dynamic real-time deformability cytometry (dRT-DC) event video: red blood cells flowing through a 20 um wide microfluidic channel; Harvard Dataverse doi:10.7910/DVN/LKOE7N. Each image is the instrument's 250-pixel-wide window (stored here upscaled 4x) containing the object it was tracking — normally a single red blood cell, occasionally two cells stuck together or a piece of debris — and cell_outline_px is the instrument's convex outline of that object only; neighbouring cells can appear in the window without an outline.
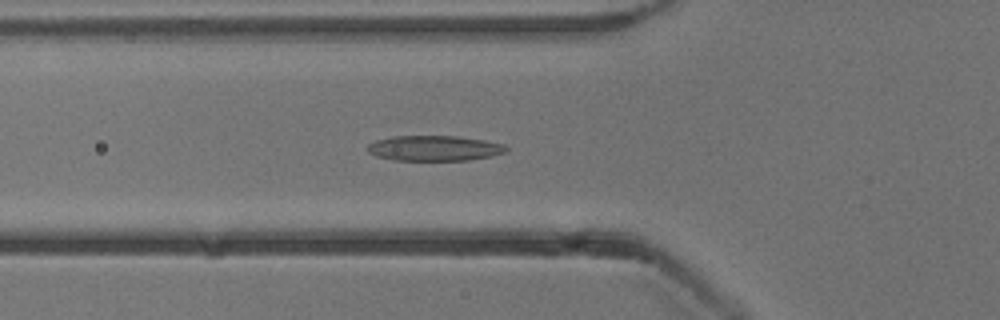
{"species": "common noctule bat (a hibernating species)", "species_latin": "Nyctalus noctula", "temperature_condition": "cold", "stored_images_in_passage": 53, "camera_frame_rate_fps": 3000, "um_per_image_px": 0.085, "animal": {"sex": "male", "body_mass_g": 13.3}, "frame": {"image": 1, "passage_image": 19, "time_ms": 6.0, "image_size_px": [1000, 320], "cell_outline_px": [[508, 152], [492, 156], [468, 160], [392, 160], [376, 156], [368, 152], [368, 144], [376, 140], [392, 136], [456, 136], [484, 140], [504, 144], [508, 148]], "centroid_in_image_um": [36.93, 12.6], "position_along_channel_um": 88.9, "area_um2": 20.52}}
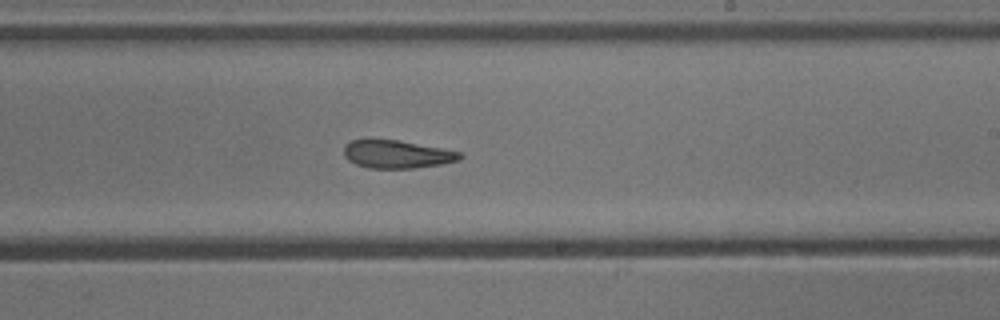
{"frame": {"image": 2, "passage_image": 32, "time_ms": 10.333, "image_size_px": [1000, 320], "cell_outline_px": [[464, 156], [460, 160], [440, 164], [416, 168], [368, 168], [356, 164], [348, 160], [344, 156], [344, 144], [352, 140], [396, 140], [440, 148], [460, 152]], "centroid_in_image_um": [33.72, 13.12], "position_along_channel_um": 255.3, "area_um2": 18.73}}
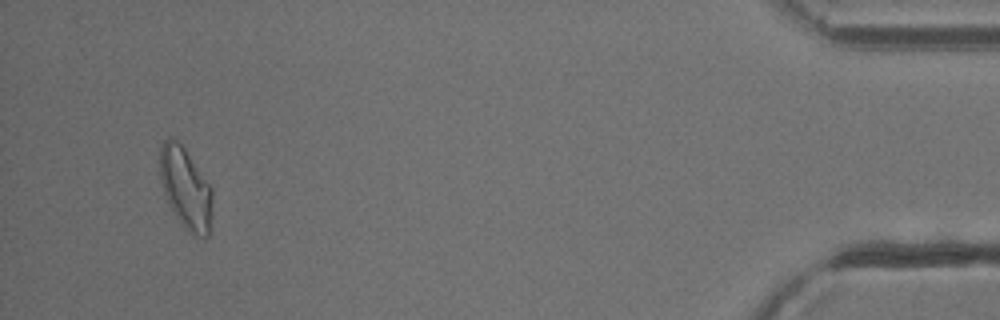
{"frame": {"image": 3, "passage_image": 51, "time_ms": 16.667, "image_size_px": [1000, 320], "cell_outline_px": [[212, 216], [208, 236], [192, 236], [180, 224], [168, 204], [160, 180], [160, 148], [164, 140], [168, 136], [172, 136], [184, 148], [212, 188]], "centroid_in_image_um": [15.77, 16.03], "position_along_channel_um": 419.4, "area_um2": 25.03}, "authors_computed_cell_mechanics": {"area_um2": 20.9236, "velocity_mm_per_s": 3.8349, "shape_relaxation_time_tau1_ms": 4.8453, "shape_relaxation_time_tau2_ms": 3.4941, "deformation_change_tau1": 0.1451, "deformation_change_tau2": 0.1224}}